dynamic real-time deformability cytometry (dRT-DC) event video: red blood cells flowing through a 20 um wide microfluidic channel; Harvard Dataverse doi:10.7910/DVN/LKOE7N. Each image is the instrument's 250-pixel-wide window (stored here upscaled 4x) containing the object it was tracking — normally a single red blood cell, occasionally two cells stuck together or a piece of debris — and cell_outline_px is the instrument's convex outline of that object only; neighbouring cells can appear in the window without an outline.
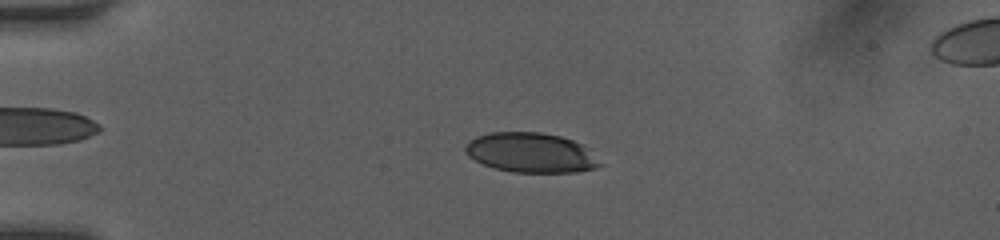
{"species": "human", "species_latin": "Homo sapiens", "temperature_condition": "room temperature", "stored_images_in_passage": 50, "camera_frame_rate_fps": 3000, "um_per_image_px": 0.085, "donor": {"sex": "female"}, "frame": {"image": 1, "passage_image": 12, "time_ms": 3.667, "image_size_px": [1000, 240], "cell_outline_px": [[604, 164], [596, 168], [576, 172], [512, 172], [496, 168], [484, 164], [468, 156], [464, 152], [464, 148], [468, 140], [476, 136], [488, 132], [540, 132], [560, 136], [584, 144]], "centroid_in_image_um": [45.14, 12.97], "position_along_channel_um": 39.9, "area_um2": 31.44}}
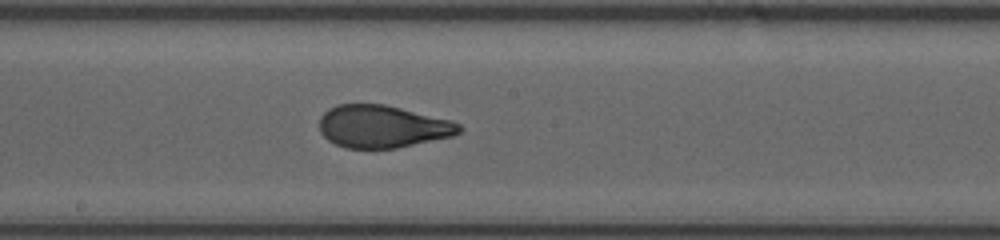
{"frame": {"image": 2, "passage_image": 28, "time_ms": 9.0, "image_size_px": [1000, 240], "cell_outline_px": [[464, 128], [460, 132], [452, 136], [396, 148], [344, 148], [328, 140], [320, 132], [320, 116], [328, 108], [336, 104], [384, 104], [452, 120], [460, 124]], "centroid_in_image_um": [32.5, 10.74], "position_along_channel_um": 215.7, "area_um2": 34.68}}
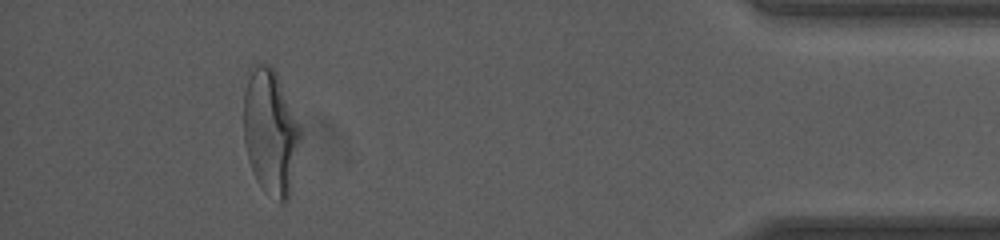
{"frame": {"image": 3, "passage_image": 46, "time_ms": 15.0, "image_size_px": [1000, 240], "cell_outline_px": [[300, 140], [288, 200], [284, 204], [280, 204], [264, 192], [256, 180], [248, 160], [244, 144], [244, 92], [248, 68], [256, 64], [268, 64], [276, 72], [300, 128]], "centroid_in_image_um": [22.95, 11.24], "position_along_channel_um": 412.2, "area_um2": 41.38}, "authors_computed_cell_mechanics": {"area_um2": 34.8823, "velocity_mm_per_s": 4.1308, "shape_relaxation_time_tau1_ms": 6.1173, "shape_relaxation_time_tau2_ms": 0.6217, "deformation_change_tau1": 0.2161, "deformation_change_tau2": 0.0611}}